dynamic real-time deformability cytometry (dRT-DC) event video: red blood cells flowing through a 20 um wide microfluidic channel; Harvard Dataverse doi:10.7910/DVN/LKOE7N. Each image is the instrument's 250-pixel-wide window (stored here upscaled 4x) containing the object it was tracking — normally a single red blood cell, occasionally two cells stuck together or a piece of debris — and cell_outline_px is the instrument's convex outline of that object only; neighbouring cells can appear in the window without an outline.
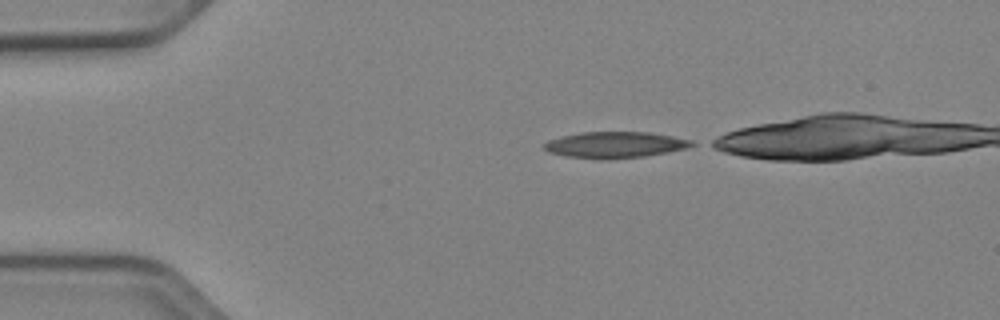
{"species": "Egyptian fruit bat (a non-hibernating species)", "species_latin": "Rousettus aegyptiacus", "temperature_condition": "cold", "stored_images_in_passage": 37, "camera_frame_rate_fps": 3000, "um_per_image_px": 0.085, "animal": {"sex": "female"}, "frame": {"image": 1, "passage_image": 1, "time_ms": 0.0, "image_size_px": [1000, 320], "cell_outline_px": [[696, 144], [684, 148], [644, 156], [568, 156], [548, 152], [544, 148], [544, 144], [548, 140], [560, 136], [580, 132], [648, 132], [672, 136], [692, 140]], "centroid_in_image_um": [52.27, 12.25], "position_along_channel_um": 32.7, "area_um2": 21.27}}
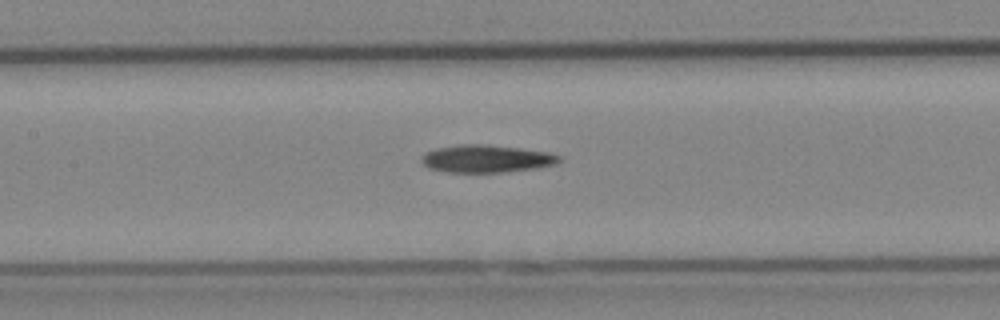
{"frame": {"image": 2, "passage_image": 15, "time_ms": 4.667, "image_size_px": [1000, 320], "cell_outline_px": [[560, 160], [556, 164], [536, 168], [504, 172], [444, 172], [428, 168], [420, 160], [428, 152], [436, 148], [460, 144], [488, 144], [520, 148], [548, 152], [560, 156]], "centroid_in_image_um": [41.34, 13.49], "position_along_channel_um": 166.1, "area_um2": 22.08}}
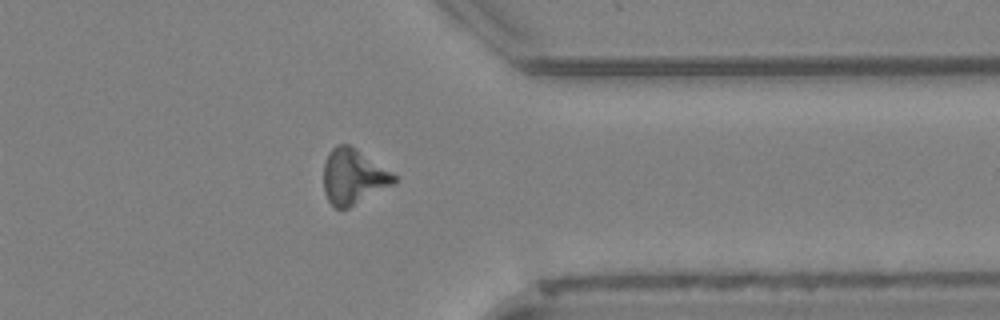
{"frame": {"image": 3, "passage_image": 32, "time_ms": 10.333, "image_size_px": [1000, 320], "cell_outline_px": [[396, 180], [392, 184], [348, 208], [336, 208], [328, 200], [324, 192], [324, 164], [328, 152], [336, 144], [348, 144], [356, 148], [392, 172], [396, 176]], "centroid_in_image_um": [30.0, 14.99], "position_along_channel_um": 381.4, "area_um2": 22.37}, "authors_computed_cell_mechanics": {"area_um2": 21.964, "velocity_mm_per_s": 3.9117, "shape_relaxation_time_tau1_ms": 11.348, "shape_relaxation_time_tau2_ms": null, "deformation_change_tau1": 0.2332, "deformation_change_tau2": null}}